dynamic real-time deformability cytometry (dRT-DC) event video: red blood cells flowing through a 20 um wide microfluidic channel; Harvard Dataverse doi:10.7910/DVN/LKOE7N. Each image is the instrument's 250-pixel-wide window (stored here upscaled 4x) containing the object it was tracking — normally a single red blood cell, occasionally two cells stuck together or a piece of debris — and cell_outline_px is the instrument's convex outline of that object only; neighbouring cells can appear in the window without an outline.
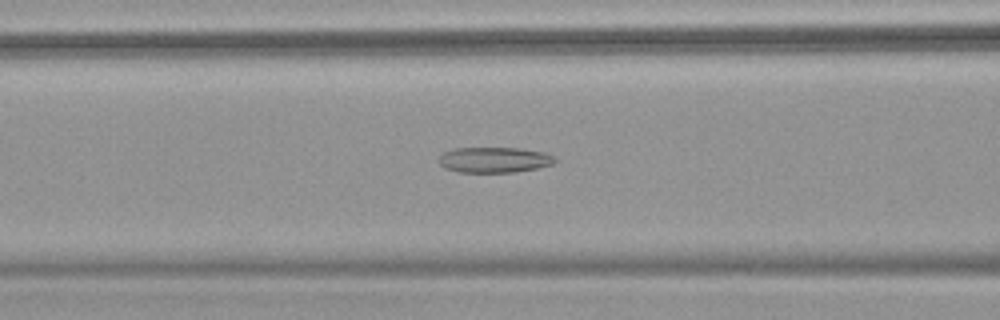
{"species": "common noctule bat (a hibernating species)", "species_latin": "Nyctalus noctula", "temperature_condition": "warm", "stored_images_in_passage": 43, "camera_frame_rate_fps": 3000, "um_per_image_px": 0.085, "animal": {"sex": "female", "body_mass_g": 18.4}, "frame": {"image": 1, "passage_image": 12, "time_ms": 3.667, "image_size_px": [1000, 320], "cell_outline_px": [[556, 160], [552, 164], [536, 168], [516, 172], [460, 172], [444, 168], [440, 164], [440, 156], [444, 152], [456, 148], [520, 148], [544, 152], [556, 156]], "centroid_in_image_um": [42.04, 13.58], "position_along_channel_um": 124.6, "area_um2": 17.22}}
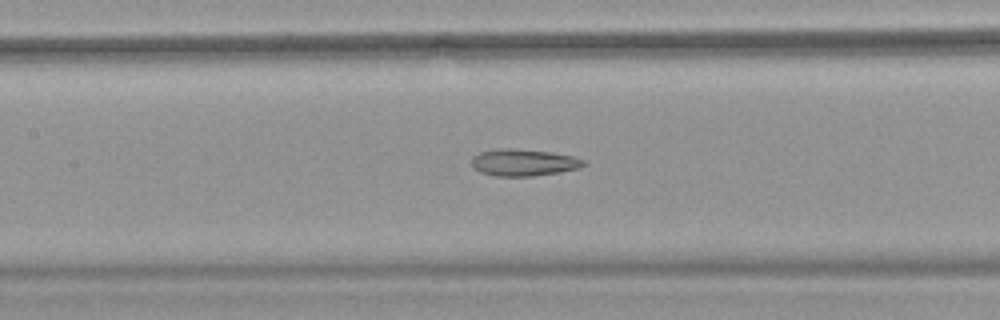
{"frame": {"image": 2, "passage_image": 15, "time_ms": 4.667, "image_size_px": [1000, 320], "cell_outline_px": [[588, 164], [580, 168], [560, 172], [532, 176], [496, 176], [480, 172], [472, 168], [472, 156], [480, 152], [496, 148], [512, 148], [552, 152], [576, 156], [584, 160]], "centroid_in_image_um": [44.52, 13.8], "position_along_channel_um": 162.9, "area_um2": 17.86}}
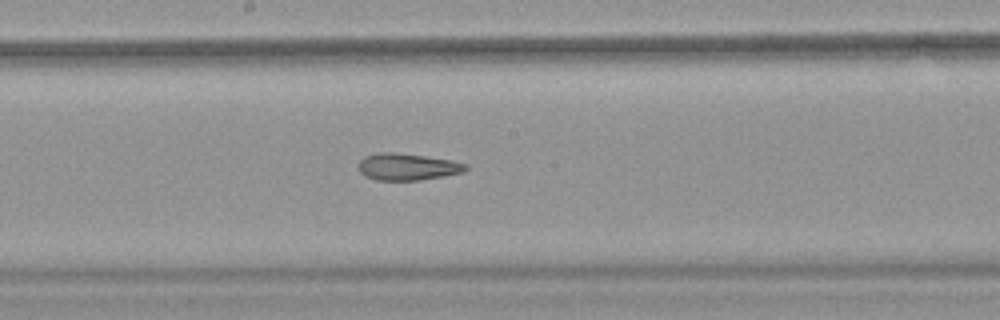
{"frame": {"image": 3, "passage_image": 19, "time_ms": 6.0, "image_size_px": [1000, 320], "cell_outline_px": [[468, 168], [464, 172], [444, 176], [420, 180], [376, 180], [364, 176], [360, 172], [360, 160], [364, 156], [380, 152], [392, 152], [424, 156], [452, 160], [468, 164]], "centroid_in_image_um": [34.65, 14.18], "position_along_channel_um": 213.5, "area_um2": 16.76}, "authors_computed_cell_mechanics": {"area_um2": 18.3226, "velocity_mm_per_s": 3.8213, "shape_relaxation_time_tau1_ms": null, "shape_relaxation_time_tau2_ms": 5.3285, "deformation_change_tau1": null, "deformation_change_tau2": 0.1607}}